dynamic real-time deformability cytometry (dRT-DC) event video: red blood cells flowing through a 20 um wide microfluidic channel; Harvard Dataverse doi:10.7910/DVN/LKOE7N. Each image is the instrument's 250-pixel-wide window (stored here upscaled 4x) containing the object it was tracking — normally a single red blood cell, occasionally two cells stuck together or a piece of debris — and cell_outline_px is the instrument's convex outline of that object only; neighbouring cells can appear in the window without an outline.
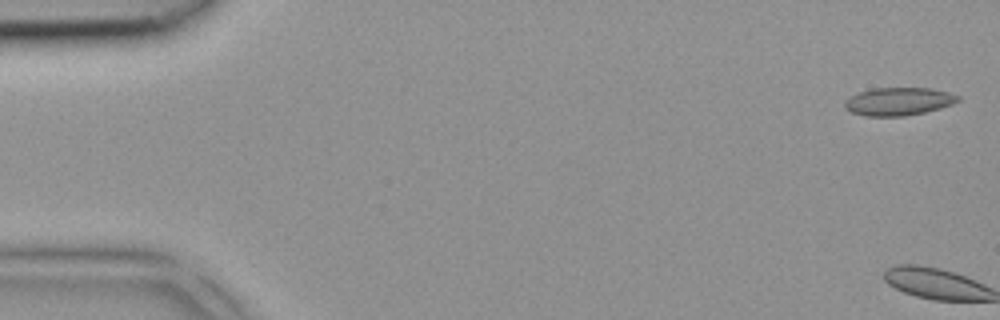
{"species": "common noctule bat (a hibernating species)", "species_latin": "Nyctalus noctula", "temperature_condition": "room temperature", "stored_images_in_passage": 2, "camera_frame_rate_fps": 3000, "um_per_image_px": 0.085, "animal": {"sex": "female", "body_mass_g": 18.4}, "frame": {"image": 1, "passage_image": 1, "time_ms": 0.0, "image_size_px": [1000, 320], "cell_outline_px": [[960, 100], [952, 104], [940, 108], [924, 112], [904, 116], [864, 116], [852, 112], [844, 108], [844, 100], [860, 92], [872, 88], [932, 88], [948, 92], [960, 96]], "centroid_in_image_um": [76.37, 8.62], "position_along_channel_um": 8.6, "area_um2": 18.44}}